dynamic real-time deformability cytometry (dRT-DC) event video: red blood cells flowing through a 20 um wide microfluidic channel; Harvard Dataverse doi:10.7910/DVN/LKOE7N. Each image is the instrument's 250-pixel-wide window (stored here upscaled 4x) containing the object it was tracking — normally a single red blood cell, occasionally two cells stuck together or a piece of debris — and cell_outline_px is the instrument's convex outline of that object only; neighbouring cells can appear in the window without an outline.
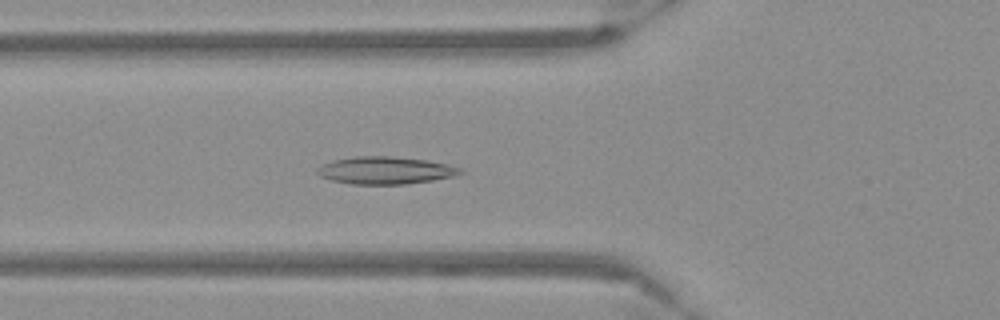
{"species": "Egyptian fruit bat (a non-hibernating species)", "species_latin": "Rousettus aegyptiacus", "temperature_condition": "warm", "stored_images_in_passage": 53, "camera_frame_rate_fps": 3000, "um_per_image_px": 0.085, "frame": {"image": 1, "passage_image": 19, "time_ms": 6.0, "image_size_px": [1000, 320], "cell_outline_px": [[464, 172], [456, 176], [432, 180], [404, 184], [352, 184], [332, 180], [320, 176], [316, 172], [316, 168], [332, 160], [352, 156], [392, 156], [428, 160], [448, 164], [460, 168]], "centroid_in_image_um": [32.76, 14.47], "position_along_channel_um": 93.0, "area_um2": 22.95}}
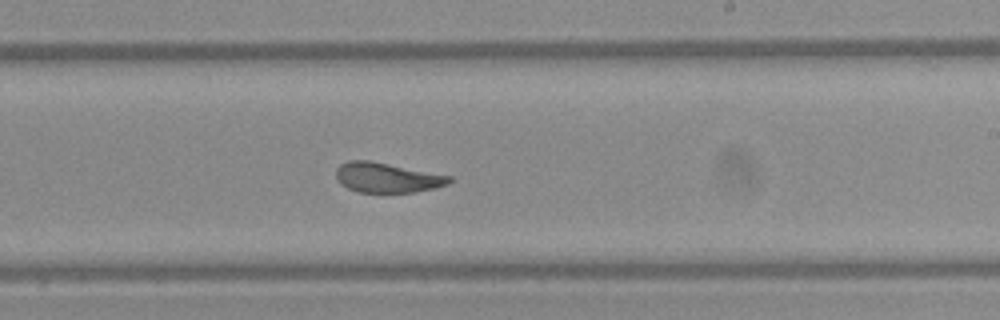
{"frame": {"image": 2, "passage_image": 32, "time_ms": 10.333, "image_size_px": [1000, 320], "cell_outline_px": [[452, 180], [448, 184], [432, 188], [412, 192], [360, 192], [348, 188], [340, 184], [336, 180], [336, 168], [340, 164], [348, 160], [368, 160], [452, 176]], "centroid_in_image_um": [32.85, 15.09], "position_along_channel_um": 256.1, "area_um2": 19.59}}
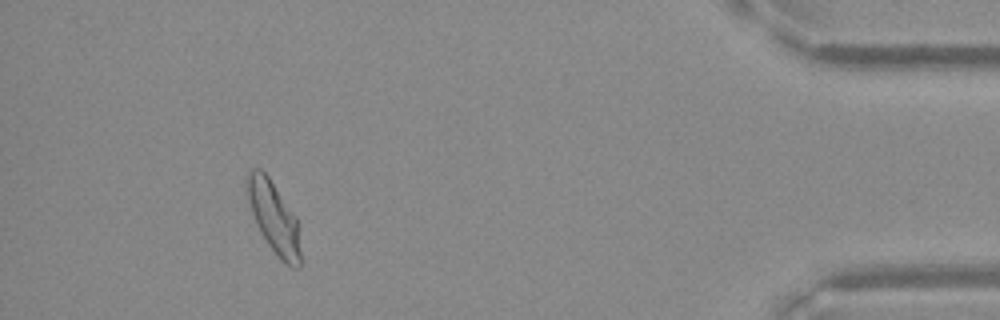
{"frame": {"image": 3, "passage_image": 49, "time_ms": 16.0, "image_size_px": [1000, 320], "cell_outline_px": [[300, 268], [292, 268], [280, 260], [268, 244], [260, 232], [256, 224], [244, 188], [244, 184], [248, 172], [252, 168], [260, 168], [268, 176], [296, 216], [300, 252]], "centroid_in_image_um": [23.24, 18.46], "position_along_channel_um": 412.0, "area_um2": 22.31}}